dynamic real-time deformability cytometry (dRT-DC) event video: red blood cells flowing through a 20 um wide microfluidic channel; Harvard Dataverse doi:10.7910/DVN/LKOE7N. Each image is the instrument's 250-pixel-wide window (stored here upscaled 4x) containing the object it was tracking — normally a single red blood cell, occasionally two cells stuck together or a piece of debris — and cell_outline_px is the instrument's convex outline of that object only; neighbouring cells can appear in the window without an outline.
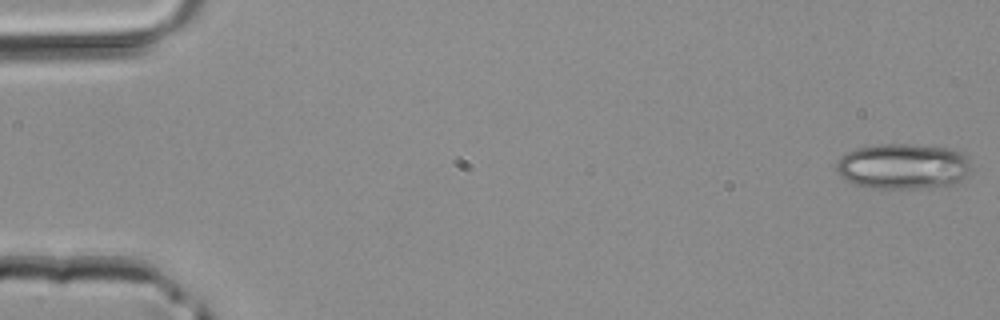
{"species": "common noctule bat (a hibernating species)", "species_latin": "Nyctalus noctula", "temperature_condition": "room temperature", "stored_images_in_passage": 4, "camera_frame_rate_fps": 3000, "um_per_image_px": 0.085, "animal": {"sex": "male", "body_mass_g": 20.4}, "frame": {"image": 1, "passage_image": 1, "time_ms": 0.0, "image_size_px": [1000, 320], "cell_outline_px": [[972, 168], [968, 176], [952, 184], [916, 188], [868, 188], [856, 184], [840, 176], [836, 172], [836, 164], [840, 156], [856, 148], [876, 144], [916, 144], [952, 148], [960, 152], [968, 160]], "centroid_in_image_um": [76.75, 14.12], "position_along_channel_um": 8.2, "area_um2": 36.01}}